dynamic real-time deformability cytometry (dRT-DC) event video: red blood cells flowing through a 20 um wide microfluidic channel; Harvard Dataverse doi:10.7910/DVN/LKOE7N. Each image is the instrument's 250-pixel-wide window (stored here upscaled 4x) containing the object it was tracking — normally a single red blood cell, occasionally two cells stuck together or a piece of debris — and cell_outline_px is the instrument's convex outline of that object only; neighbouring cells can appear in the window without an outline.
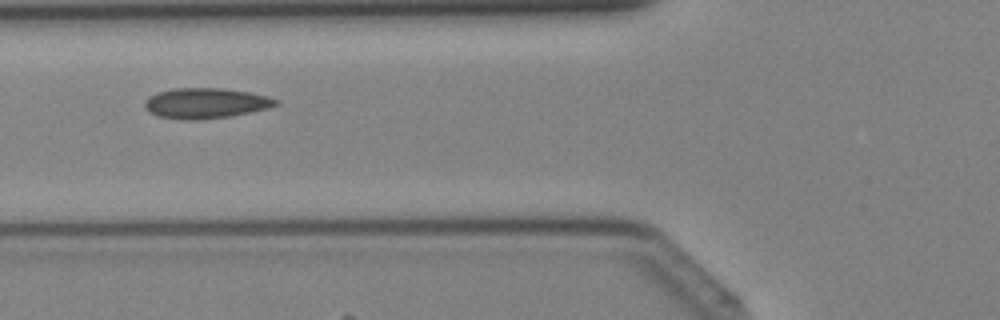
{"species": "Egyptian fruit bat (a non-hibernating species)", "species_latin": "Rousettus aegyptiacus", "temperature_condition": "cold", "stored_images_in_passage": 3, "camera_frame_rate_fps": 3000, "um_per_image_px": 0.085, "animal": {"sex": "female"}, "frame": {"image": 1, "passage_image": 3, "time_ms": 0.667, "image_size_px": [1000, 320], "cell_outline_px": [[276, 104], [268, 108], [228, 116], [196, 120], [184, 120], [156, 116], [148, 112], [144, 104], [148, 96], [172, 88], [220, 88], [252, 92], [268, 96], [276, 100]], "centroid_in_image_um": [17.43, 8.77], "position_along_channel_um": 108.4, "area_um2": 23.06}}